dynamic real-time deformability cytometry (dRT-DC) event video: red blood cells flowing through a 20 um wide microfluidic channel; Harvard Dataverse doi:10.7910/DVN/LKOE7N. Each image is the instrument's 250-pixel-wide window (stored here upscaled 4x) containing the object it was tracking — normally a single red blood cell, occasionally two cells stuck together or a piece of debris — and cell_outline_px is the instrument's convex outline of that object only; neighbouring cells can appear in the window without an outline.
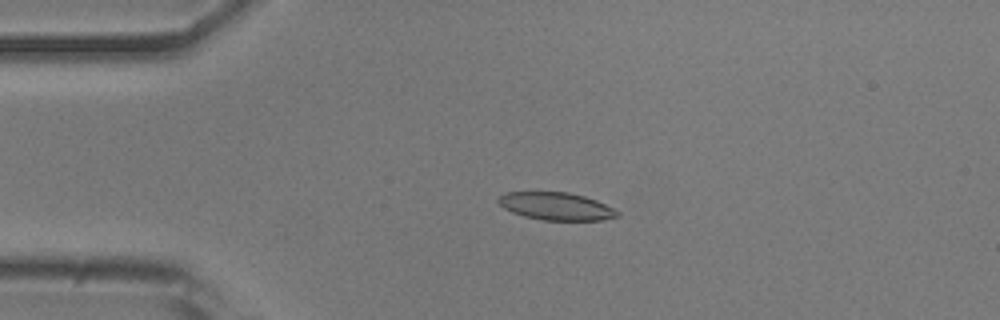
{"species": "common noctule bat (a hibernating species)", "species_latin": "Nyctalus noctula", "temperature_condition": "room temperature", "stored_images_in_passage": 45, "camera_frame_rate_fps": 3000, "um_per_image_px": 0.085, "animal": {"sex": "male", "body_mass_g": 20.5, "forearm_length_mm": 52.5}, "frame": {"image": 1, "passage_image": 4, "time_ms": 1.0, "image_size_px": [1000, 320], "cell_outline_px": [[620, 216], [604, 220], [544, 220], [524, 216], [512, 212], [504, 208], [496, 200], [500, 196], [508, 192], [568, 192], [584, 196], [596, 200], [620, 212]], "centroid_in_image_um": [47.29, 17.53], "position_along_channel_um": 37.7, "area_um2": 19.07}}
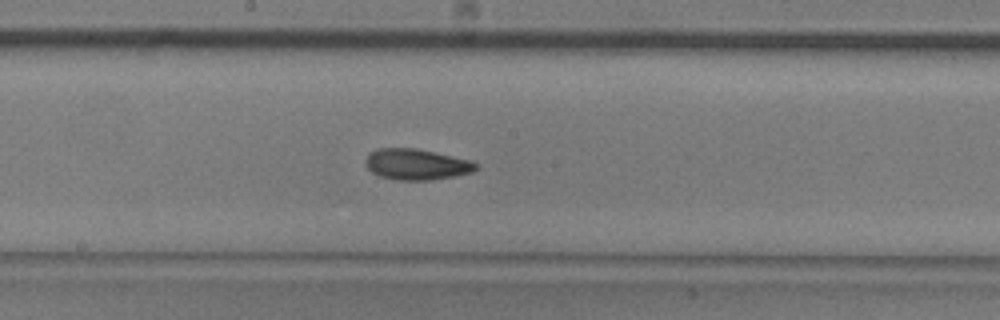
{"frame": {"image": 2, "passage_image": 20, "time_ms": 6.333, "image_size_px": [1000, 320], "cell_outline_px": [[480, 168], [472, 172], [456, 176], [428, 180], [396, 180], [380, 176], [372, 172], [364, 164], [364, 160], [368, 152], [380, 148], [416, 148], [472, 160]], "centroid_in_image_um": [35.39, 13.96], "position_along_channel_um": 212.8, "area_um2": 20.11}}
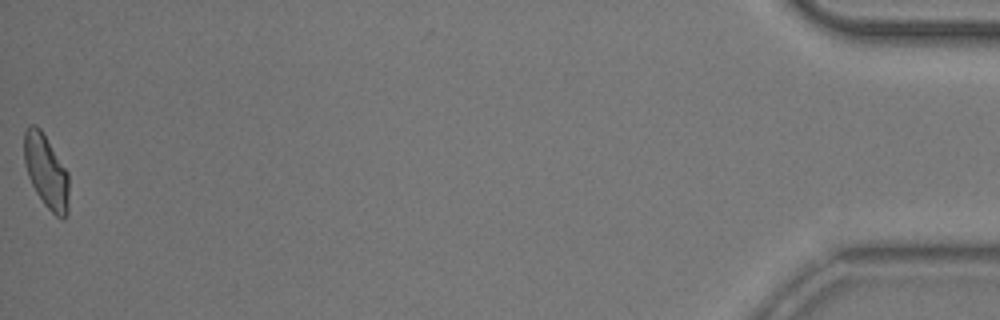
{"frame": {"image": 3, "passage_image": 45, "time_ms": 14.667, "image_size_px": [1000, 320], "cell_outline_px": [[68, 212], [64, 220], [60, 220], [44, 204], [36, 192], [28, 176], [24, 164], [24, 132], [28, 124], [36, 124], [40, 128], [68, 172]], "centroid_in_image_um": [3.92, 14.57], "position_along_channel_um": 431.3, "area_um2": 19.25}, "authors_computed_cell_mechanics": {"area_um2": 19.1318, "velocity_mm_per_s": 3.8277, "shape_relaxation_time_tau1_ms": 6.3742, "shape_relaxation_time_tau2_ms": 2.0397, "deformation_change_tau1": 0.1673, "deformation_change_tau2": 0.0785}}